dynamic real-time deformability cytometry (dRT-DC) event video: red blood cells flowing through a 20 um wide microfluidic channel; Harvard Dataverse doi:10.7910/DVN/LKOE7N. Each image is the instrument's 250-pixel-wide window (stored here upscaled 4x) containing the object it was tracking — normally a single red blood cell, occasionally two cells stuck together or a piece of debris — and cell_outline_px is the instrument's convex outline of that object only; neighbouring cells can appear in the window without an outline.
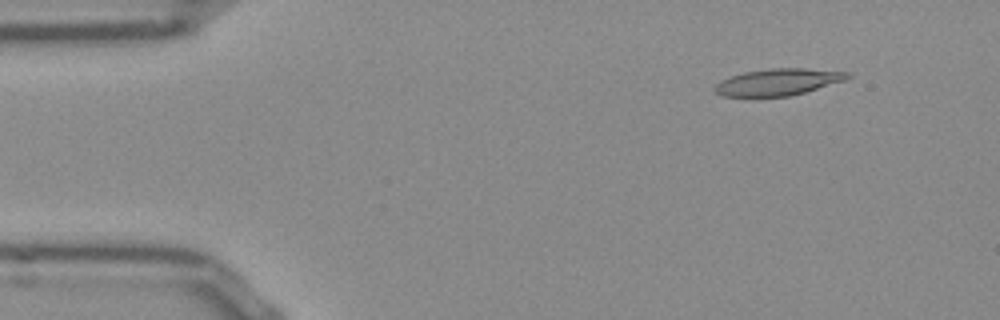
{"species": "Egyptian fruit bat (a non-hibernating species)", "species_latin": "Rousettus aegyptiacus", "temperature_condition": "room temperature", "stored_images_in_passage": 51, "camera_frame_rate_fps": 3000, "um_per_image_px": 0.085, "frame": {"image": 1, "passage_image": 5, "time_ms": 1.333, "image_size_px": [1000, 320], "cell_outline_px": [[852, 76], [844, 80], [804, 92], [788, 96], [756, 100], [720, 96], [712, 88], [720, 80], [744, 72], [768, 68], [804, 68], [852, 72]], "centroid_in_image_um": [66.03, 7.02], "position_along_channel_um": 19.0, "area_um2": 21.56}}
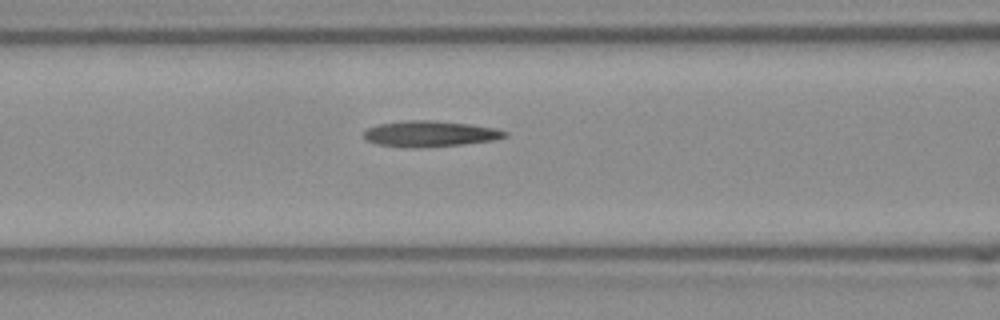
{"frame": {"image": 2, "passage_image": 20, "time_ms": 6.333, "image_size_px": [1000, 320], "cell_outline_px": [[508, 136], [496, 140], [460, 144], [420, 148], [412, 148], [376, 144], [368, 140], [364, 136], [364, 132], [368, 128], [380, 124], [408, 120], [436, 120], [468, 124], [496, 128], [508, 132]], "centroid_in_image_um": [36.59, 11.37], "position_along_channel_um": 130.0, "area_um2": 21.21}}
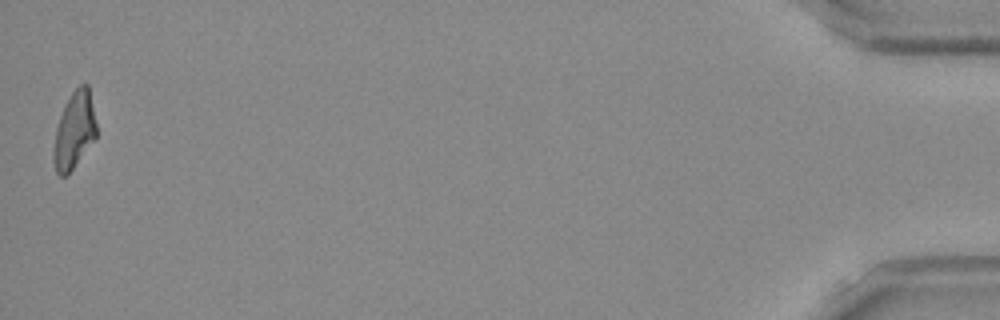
{"frame": {"image": 3, "passage_image": 51, "time_ms": 16.667, "image_size_px": [1000, 320], "cell_outline_px": [[96, 140], [72, 168], [64, 176], [60, 176], [56, 172], [52, 152], [56, 128], [64, 104], [72, 92], [80, 84], [88, 84], [96, 124]], "centroid_in_image_um": [6.31, 11.08], "position_along_channel_um": 428.9, "area_um2": 19.07}, "authors_computed_cell_mechanics": {"area_um2": 20.519, "velocity_mm_per_s": 3.8527, "shape_relaxation_time_tau1_ms": null, "shape_relaxation_time_tau2_ms": 7.9343, "deformation_change_tau1": null, "deformation_change_tau2": 0.2189}}